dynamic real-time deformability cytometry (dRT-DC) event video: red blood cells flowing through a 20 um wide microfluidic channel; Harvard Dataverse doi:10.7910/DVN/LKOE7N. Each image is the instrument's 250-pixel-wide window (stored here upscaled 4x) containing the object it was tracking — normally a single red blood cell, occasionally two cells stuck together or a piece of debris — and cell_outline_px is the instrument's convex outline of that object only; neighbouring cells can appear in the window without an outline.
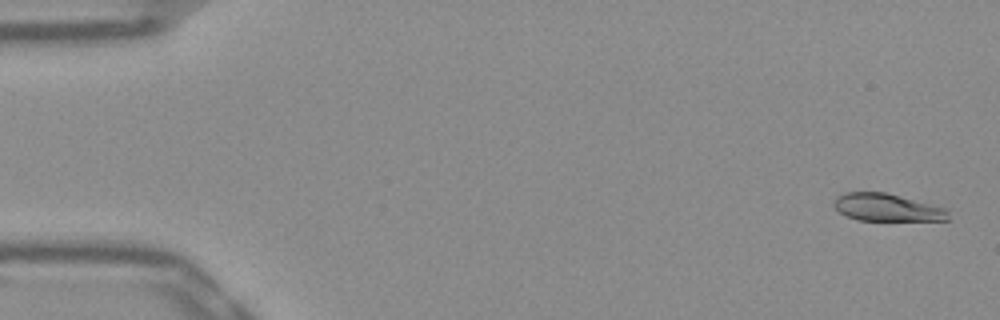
{"species": "Egyptian fruit bat (a non-hibernating species)", "species_latin": "Rousettus aegyptiacus", "temperature_condition": "warm", "stored_images_in_passage": 53, "camera_frame_rate_fps": 3000, "um_per_image_px": 0.085, "frame": {"image": 1, "passage_image": 2, "time_ms": 0.333, "image_size_px": [1000, 320], "cell_outline_px": [[948, 220], [856, 220], [840, 212], [832, 204], [836, 196], [844, 192], [884, 192], [948, 208]], "centroid_in_image_um": [75.38, 17.63], "position_along_channel_um": 9.6, "area_um2": 18.26}}
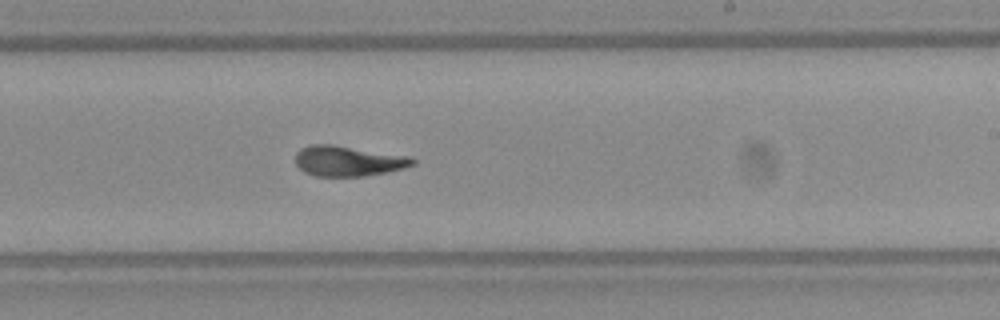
{"frame": {"image": 2, "passage_image": 32, "time_ms": 10.333, "image_size_px": [1000, 320], "cell_outline_px": [[416, 164], [404, 168], [388, 172], [364, 176], [316, 176], [304, 172], [296, 164], [296, 152], [300, 148], [312, 144], [332, 144], [412, 156], [416, 160]], "centroid_in_image_um": [29.63, 13.68], "position_along_channel_um": 259.4, "area_um2": 20.98}}
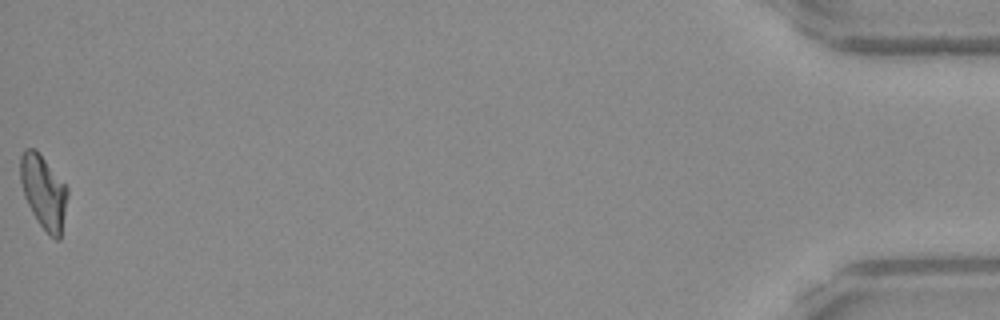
{"frame": {"image": 3, "passage_image": 53, "time_ms": 17.333, "image_size_px": [1000, 320], "cell_outline_px": [[68, 196], [60, 240], [56, 240], [36, 220], [24, 196], [20, 180], [20, 156], [24, 148], [36, 148], [68, 188]], "centroid_in_image_um": [3.7, 16.27], "position_along_channel_um": 431.5, "area_um2": 20.17}, "authors_computed_cell_mechanics": {"area_um2": 20.4612, "velocity_mm_per_s": 3.8696, "shape_relaxation_time_tau1_ms": null, "shape_relaxation_time_tau2_ms": 1.9999, "deformation_change_tau1": null, "deformation_change_tau2": 0.0807}}